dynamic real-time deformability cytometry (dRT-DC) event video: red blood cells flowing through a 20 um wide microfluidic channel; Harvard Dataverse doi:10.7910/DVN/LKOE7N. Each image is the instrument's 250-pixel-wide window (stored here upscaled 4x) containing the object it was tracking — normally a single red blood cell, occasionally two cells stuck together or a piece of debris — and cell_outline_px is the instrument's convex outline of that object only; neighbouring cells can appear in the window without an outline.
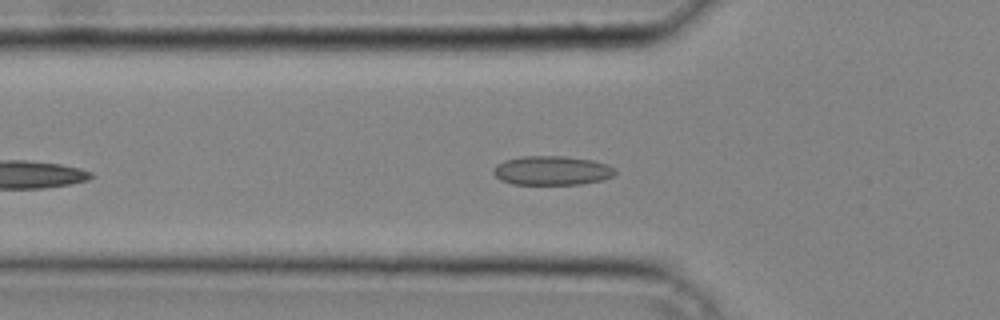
{"species": "common noctule bat (a hibernating species)", "species_latin": "Nyctalus noctula", "temperature_condition": "cold", "stored_images_in_passage": 25, "camera_frame_rate_fps": 3000, "um_per_image_px": 0.085, "animal": {"sex": "male", "body_mass_g": 20.4}, "frame": {"image": 1, "passage_image": 8, "time_ms": 2.333, "image_size_px": [1000, 320], "cell_outline_px": [[616, 172], [612, 176], [600, 180], [580, 184], [512, 184], [500, 180], [492, 172], [492, 168], [496, 164], [504, 160], [520, 156], [568, 156], [592, 160], [608, 164], [616, 168]], "centroid_in_image_um": [46.88, 14.48], "position_along_channel_um": 78.9, "area_um2": 20.87}}
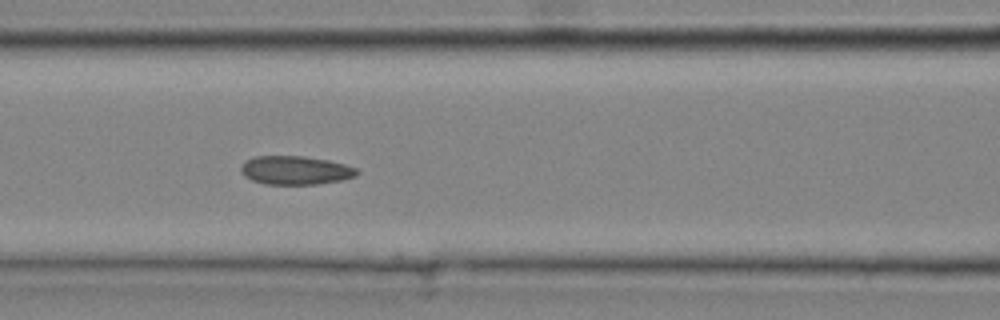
{"frame": {"image": 2, "passage_image": 12, "time_ms": 3.667, "image_size_px": [1000, 320], "cell_outline_px": [[360, 172], [356, 176], [340, 180], [316, 184], [264, 184], [252, 180], [244, 176], [240, 168], [248, 160], [256, 156], [304, 156], [328, 160], [344, 164], [356, 168]], "centroid_in_image_um": [25.13, 14.47], "position_along_channel_um": 141.5, "area_um2": 19.19}}
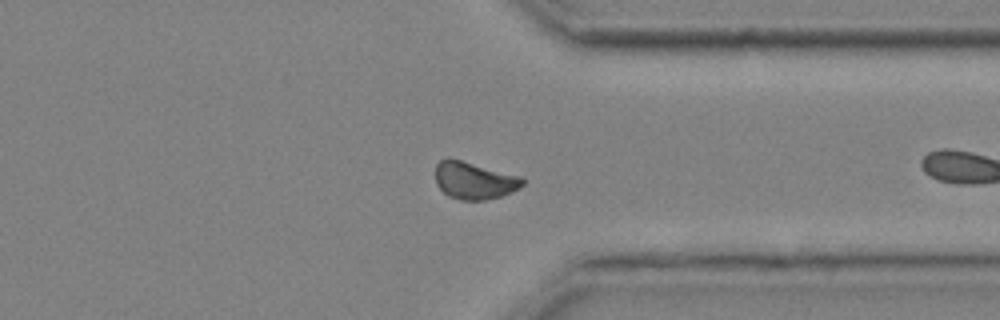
{"frame": {"image": 3, "passage_image": 24, "time_ms": 7.667, "image_size_px": [1000, 320], "cell_outline_px": [[524, 184], [520, 188], [512, 192], [500, 196], [484, 200], [460, 200], [448, 196], [436, 184], [436, 164], [440, 160], [448, 156], [520, 176], [524, 180]], "centroid_in_image_um": [40.29, 15.33], "position_along_channel_um": 371.1, "area_um2": 19.07}}